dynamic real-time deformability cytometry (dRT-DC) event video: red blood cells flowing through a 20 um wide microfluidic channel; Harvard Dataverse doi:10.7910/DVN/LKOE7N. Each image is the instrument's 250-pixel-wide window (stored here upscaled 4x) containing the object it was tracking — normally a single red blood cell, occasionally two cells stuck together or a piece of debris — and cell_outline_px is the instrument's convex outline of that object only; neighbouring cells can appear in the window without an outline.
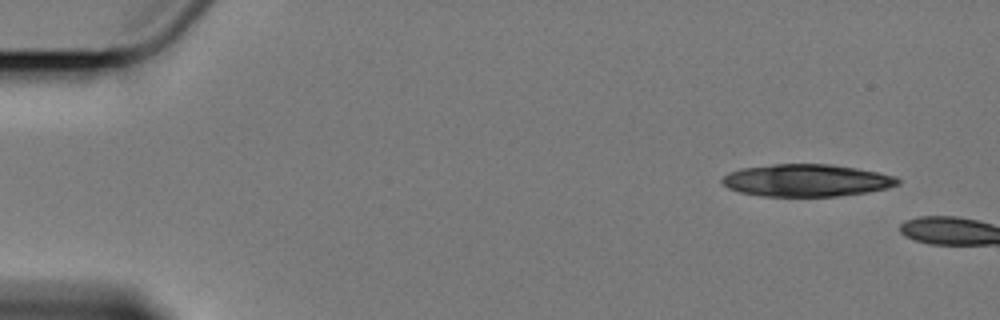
{"species": "Egyptian fruit bat (a non-hibernating species)", "species_latin": "Rousettus aegyptiacus", "temperature_condition": "cold", "stored_images_in_passage": 3, "camera_frame_rate_fps": 3000, "um_per_image_px": 0.085, "animal": {"sex": "female"}, "frame": {"image": 1, "passage_image": 1, "time_ms": 0.0, "image_size_px": [1000, 320], "cell_outline_px": [[900, 184], [888, 188], [868, 192], [836, 196], [760, 196], [740, 192], [728, 188], [720, 180], [728, 172], [740, 168], [772, 164], [832, 164], [856, 168], [896, 176], [900, 180]], "centroid_in_image_um": [68.55, 15.33], "position_along_channel_um": 16.5, "area_um2": 33.18}}